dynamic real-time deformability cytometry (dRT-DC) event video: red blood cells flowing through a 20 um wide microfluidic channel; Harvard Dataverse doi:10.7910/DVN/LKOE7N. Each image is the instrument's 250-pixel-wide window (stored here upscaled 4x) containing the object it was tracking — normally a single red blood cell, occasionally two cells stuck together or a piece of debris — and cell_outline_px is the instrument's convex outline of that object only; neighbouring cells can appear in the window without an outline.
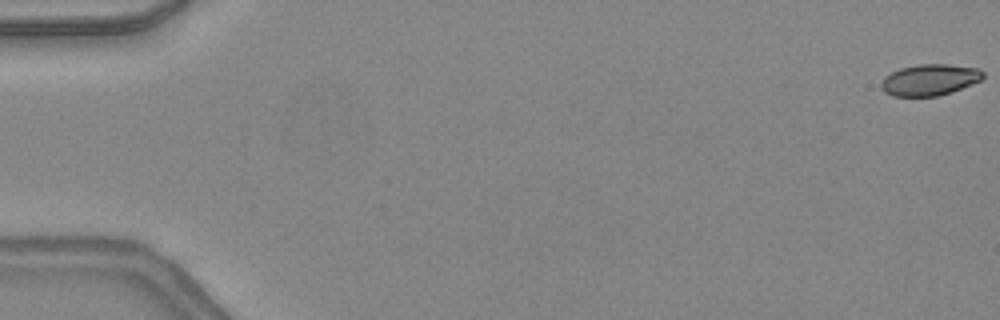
{"species": "common noctule bat (a hibernating species)", "species_latin": "Nyctalus noctula", "temperature_condition": "warm", "stored_images_in_passage": 48, "camera_frame_rate_fps": 3000, "um_per_image_px": 0.085, "animal": {"sex": "female", "body_mass_g": 24.6, "forearm_length_mm": 56.2}, "frame": {"image": 1, "passage_image": 1, "time_ms": 0.0, "image_size_px": [1000, 320], "cell_outline_px": [[984, 76], [980, 80], [972, 84], [952, 92], [936, 96], [892, 96], [884, 92], [880, 84], [884, 76], [900, 68], [920, 64], [948, 64], [980, 68], [984, 72]], "centroid_in_image_um": [79.03, 6.78], "position_along_channel_um": 6.0, "area_um2": 18.67}}
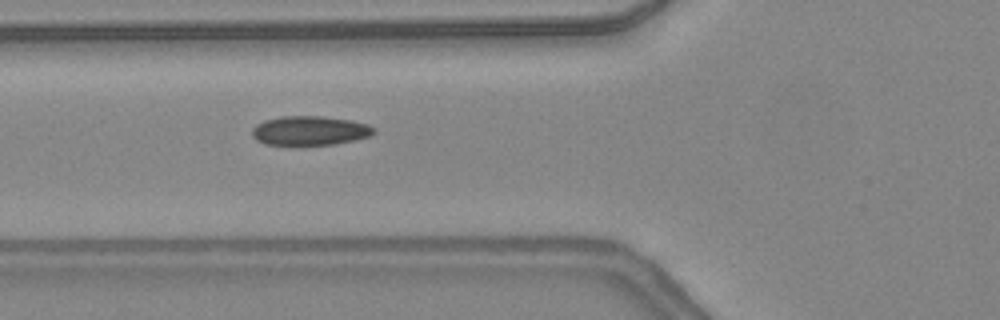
{"frame": {"image": 2, "passage_image": 19, "time_ms": 6.0, "image_size_px": [1000, 320], "cell_outline_px": [[376, 132], [368, 136], [356, 140], [336, 144], [264, 144], [256, 140], [252, 136], [252, 128], [256, 124], [264, 120], [280, 116], [324, 116], [352, 120], [368, 124], [376, 128]], "centroid_in_image_um": [26.35, 11.09], "position_along_channel_um": 99.5, "area_um2": 20.87}}
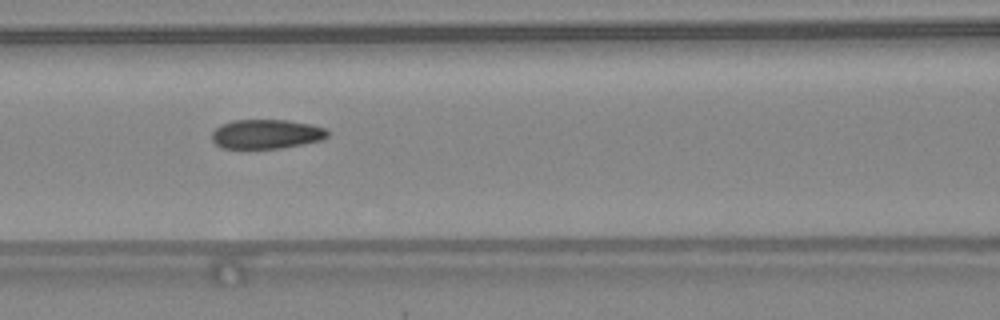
{"frame": {"image": 3, "passage_image": 22, "time_ms": 7.0, "image_size_px": [1000, 320], "cell_outline_px": [[328, 136], [320, 140], [304, 144], [280, 148], [220, 148], [212, 140], [212, 132], [220, 124], [232, 120], [288, 120], [312, 124], [324, 128], [328, 132]], "centroid_in_image_um": [22.62, 11.39], "position_along_channel_um": 144.0, "area_um2": 19.83}, "authors_computed_cell_mechanics": {"area_um2": 20.3456, "velocity_mm_per_s": 4.3858, "shape_relaxation_time_tau1_ms": null, "shape_relaxation_time_tau2_ms": 1.2824, "deformation_change_tau1": null, "deformation_change_tau2": 0.0561}}